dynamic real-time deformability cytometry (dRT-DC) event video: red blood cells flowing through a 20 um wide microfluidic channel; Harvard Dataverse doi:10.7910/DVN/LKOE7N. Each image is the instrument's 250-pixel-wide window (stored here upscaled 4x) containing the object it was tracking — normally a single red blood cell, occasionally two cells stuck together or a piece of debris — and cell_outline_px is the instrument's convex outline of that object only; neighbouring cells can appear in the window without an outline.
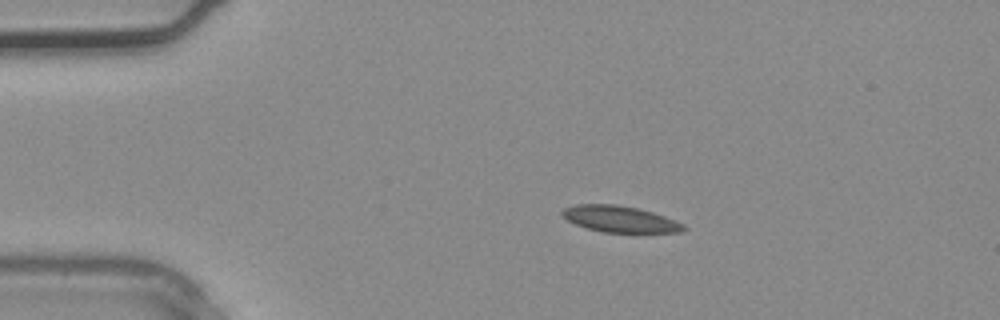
{"species": "common noctule bat (a hibernating species)", "species_latin": "Nyctalus noctula", "temperature_condition": "warm", "stored_images_in_passage": 2, "camera_frame_rate_fps": 3000, "um_per_image_px": 0.085, "animal": {"sex": "male", "body_mass_g": 20.4}, "frame": {"image": 1, "passage_image": 1, "time_ms": 0.0, "image_size_px": [1000, 320], "cell_outline_px": [[688, 228], [680, 232], [604, 232], [588, 228], [576, 224], [568, 220], [560, 212], [564, 208], [576, 204], [616, 204], [636, 208], [652, 212], [664, 216], [684, 224]], "centroid_in_image_um": [52.7, 18.61], "position_along_channel_um": 32.3, "area_um2": 18.38}}